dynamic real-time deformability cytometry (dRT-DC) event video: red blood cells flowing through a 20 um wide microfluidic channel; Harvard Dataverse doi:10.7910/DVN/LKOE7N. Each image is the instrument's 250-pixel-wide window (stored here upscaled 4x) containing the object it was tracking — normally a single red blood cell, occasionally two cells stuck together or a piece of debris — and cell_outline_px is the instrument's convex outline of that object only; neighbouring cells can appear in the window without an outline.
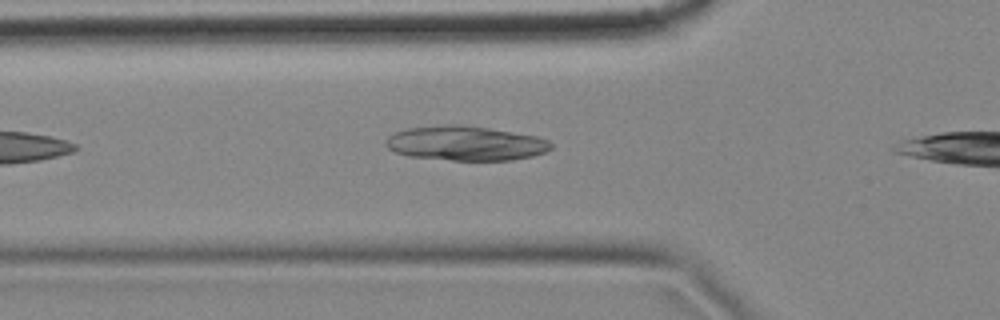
{"species": "common noctule bat (a hibernating species)", "species_latin": "Nyctalus noctula", "temperature_condition": "cold", "stored_images_in_passage": 3, "camera_frame_rate_fps": 3000, "um_per_image_px": 0.085, "animal": {"sex": "female", "body_mass_g": 18.4}, "frame": {"image": 1, "passage_image": 3, "time_ms": 0.667, "image_size_px": [1000, 320], "cell_outline_px": [[552, 148], [544, 152], [532, 156], [512, 160], [452, 160], [408, 156], [396, 152], [388, 148], [384, 144], [384, 140], [388, 136], [404, 128], [444, 124], [460, 124], [488, 128], [536, 136], [548, 140], [552, 144]], "centroid_in_image_um": [39.53, 12.17], "position_along_channel_um": 86.3, "area_um2": 33.35}}